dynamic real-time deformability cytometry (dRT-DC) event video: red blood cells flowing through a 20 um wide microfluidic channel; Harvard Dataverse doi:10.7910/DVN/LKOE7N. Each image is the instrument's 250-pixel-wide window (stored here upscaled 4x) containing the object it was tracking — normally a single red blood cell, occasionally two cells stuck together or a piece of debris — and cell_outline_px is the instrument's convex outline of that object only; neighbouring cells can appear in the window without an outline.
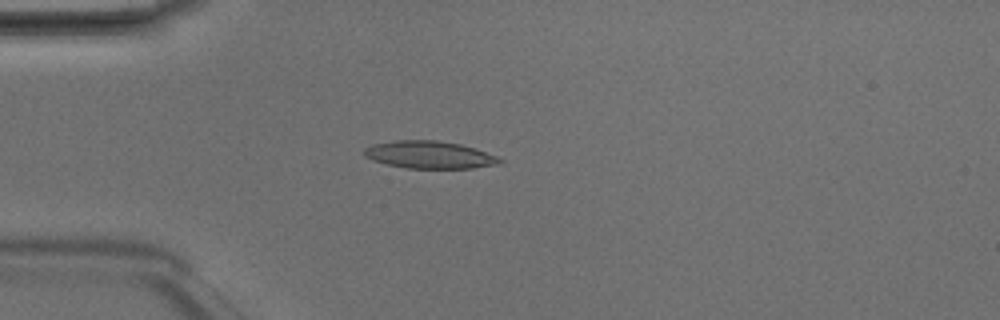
{"species": "Egyptian fruit bat (a non-hibernating species)", "species_latin": "Rousettus aegyptiacus", "temperature_condition": "room temperature", "stored_images_in_passage": 44, "camera_frame_rate_fps": 3000, "um_per_image_px": 0.085, "animal": {"sex": "male"}, "frame": {"image": 1, "passage_image": 9, "time_ms": 2.667, "image_size_px": [1000, 320], "cell_outline_px": [[504, 160], [500, 164], [472, 168], [408, 168], [388, 164], [372, 160], [364, 156], [364, 148], [372, 144], [392, 140], [436, 140], [460, 144], [476, 148], [496, 156]], "centroid_in_image_um": [36.5, 13.15], "position_along_channel_um": 48.5, "area_um2": 21.73}}
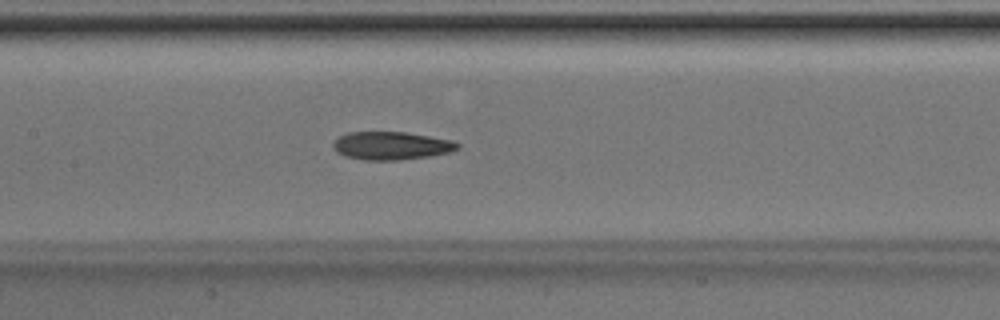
{"frame": {"image": 2, "passage_image": 19, "time_ms": 6.0, "image_size_px": [1000, 320], "cell_outline_px": [[460, 148], [448, 152], [432, 156], [400, 160], [364, 160], [344, 156], [336, 152], [332, 148], [332, 144], [340, 136], [348, 132], [404, 132], [452, 140], [460, 144]], "centroid_in_image_um": [33.25, 12.39], "position_along_channel_um": 174.2, "area_um2": 20.4}}
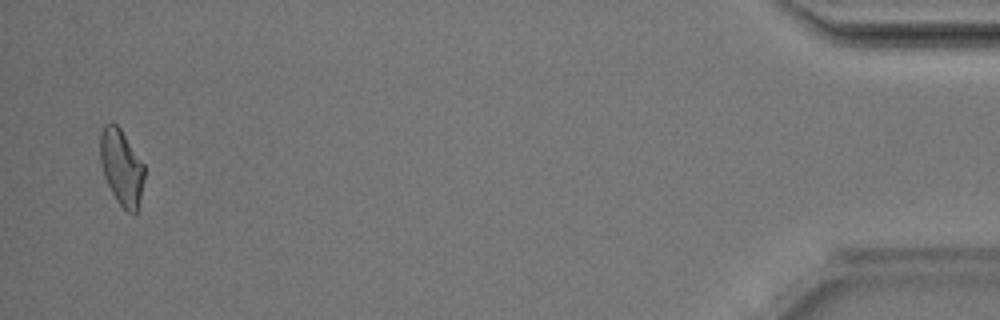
{"frame": {"image": 3, "passage_image": 43, "time_ms": 14.0, "image_size_px": [1000, 320], "cell_outline_px": [[144, 176], [140, 196], [136, 212], [128, 212], [120, 204], [112, 192], [104, 176], [100, 160], [100, 132], [104, 124], [116, 124], [120, 128], [144, 164]], "centroid_in_image_um": [10.31, 14.18], "position_along_channel_um": 424.9, "area_um2": 19.07}, "authors_computed_cell_mechanics": {"area_um2": 20.3167, "velocity_mm_per_s": 4.1929, "shape_relaxation_time_tau1_ms": 4.9395, "shape_relaxation_time_tau2_ms": 2.9835, "deformation_change_tau1": 0.1807, "deformation_change_tau2": 0.115}}